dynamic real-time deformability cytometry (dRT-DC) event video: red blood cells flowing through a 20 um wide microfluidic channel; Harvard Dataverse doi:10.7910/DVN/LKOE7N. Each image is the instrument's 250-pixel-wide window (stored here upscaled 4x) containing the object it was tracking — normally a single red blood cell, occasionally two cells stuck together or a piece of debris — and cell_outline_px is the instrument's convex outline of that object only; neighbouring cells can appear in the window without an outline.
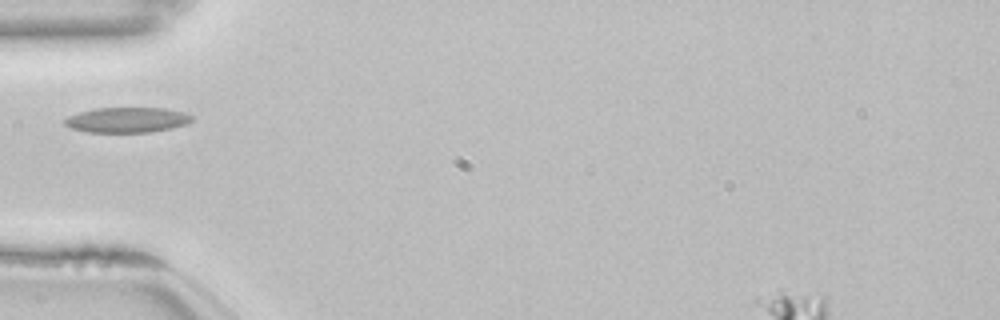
{"species": "common noctule bat (a hibernating species)", "species_latin": "Nyctalus noctula", "temperature_condition": "room temperature", "stored_images_in_passage": 38, "camera_frame_rate_fps": 3000, "um_per_image_px": 0.085, "animal": {"sex": "female", "body_mass_g": 22.7, "forearm_length_mm": 54.2}, "frame": {"image": 1, "passage_image": 1, "time_ms": 0.0, "image_size_px": [1000, 320], "cell_outline_px": [[192, 120], [188, 124], [172, 128], [152, 132], [88, 132], [72, 128], [64, 124], [64, 120], [68, 116], [80, 112], [96, 108], [164, 108], [184, 112], [192, 116]], "centroid_in_image_um": [10.83, 10.19], "position_along_channel_um": 74.2, "area_um2": 18.67}}
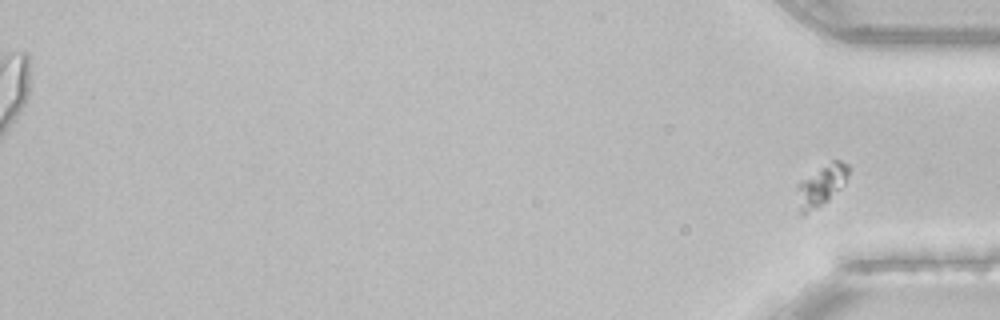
{"frame": {"image": 2, "passage_image": 38, "time_ms": 12.333, "image_size_px": [1000, 320], "cell_outline_px": [[848, 176], [844, 184], [828, 200], [804, 216], [800, 212], [796, 188], [796, 184], [800, 180], [832, 160], [840, 160], [848, 164]], "centroid_in_image_um": [69.79, 15.76], "position_along_channel_um": 365.4, "area_um2": 12.25}}